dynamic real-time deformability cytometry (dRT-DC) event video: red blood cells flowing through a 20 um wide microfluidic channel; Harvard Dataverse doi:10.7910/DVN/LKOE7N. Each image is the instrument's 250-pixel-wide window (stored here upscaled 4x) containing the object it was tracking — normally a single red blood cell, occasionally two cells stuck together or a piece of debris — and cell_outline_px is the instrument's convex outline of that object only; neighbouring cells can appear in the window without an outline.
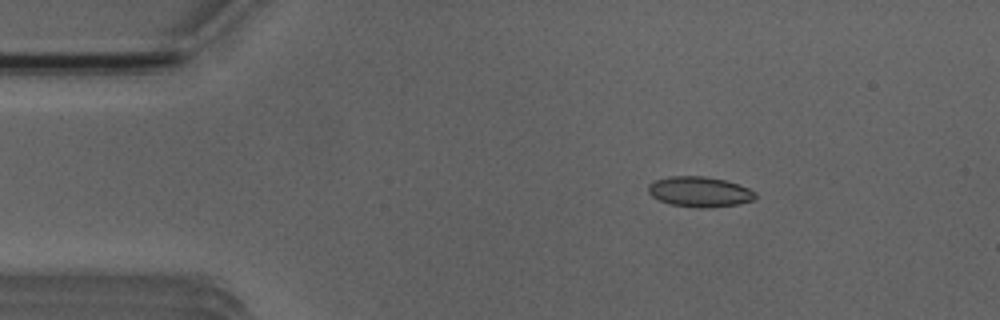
{"species": "Egyptian fruit bat (a non-hibernating species)", "species_latin": "Rousettus aegyptiacus", "temperature_condition": "room temperature", "stored_images_in_passage": 4, "camera_frame_rate_fps": 3000, "um_per_image_px": 0.085, "animal": {"sex": "male"}, "frame": {"image": 1, "passage_image": 3, "time_ms": 2.333, "image_size_px": [1000, 320], "cell_outline_px": [[756, 196], [752, 200], [736, 204], [700, 208], [696, 208], [672, 204], [660, 200], [652, 196], [648, 192], [648, 184], [656, 180], [668, 176], [704, 176], [724, 180], [748, 188], [756, 192]], "centroid_in_image_um": [59.43, 16.29], "position_along_channel_um": 25.6, "area_um2": 18.61}}